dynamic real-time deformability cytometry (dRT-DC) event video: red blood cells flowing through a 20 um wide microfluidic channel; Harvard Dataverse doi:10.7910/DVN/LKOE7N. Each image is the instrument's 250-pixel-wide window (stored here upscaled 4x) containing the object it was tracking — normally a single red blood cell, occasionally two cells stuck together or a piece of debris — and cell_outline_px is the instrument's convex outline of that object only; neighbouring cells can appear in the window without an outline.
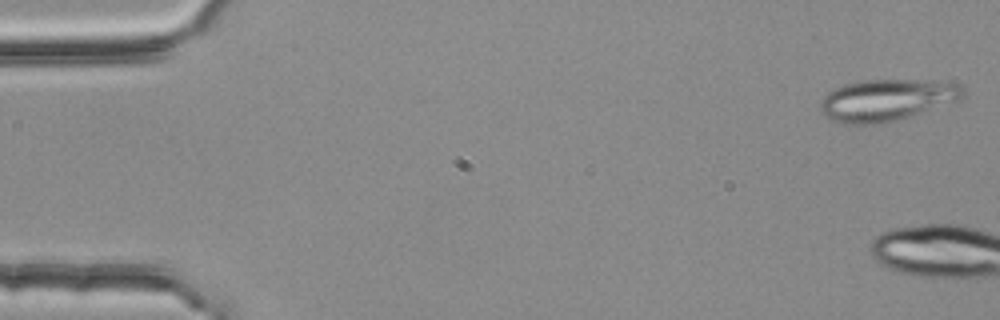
{"species": "common noctule bat (a hibernating species)", "species_latin": "Nyctalus noctula", "temperature_condition": "room temperature", "stored_images_in_passage": 5, "camera_frame_rate_fps": 3000, "um_per_image_px": 0.085, "animal": {"sex": "female", "body_mass_g": 25.1}, "frame": {"image": 1, "passage_image": 1, "time_ms": 0.0, "image_size_px": [1000, 320], "cell_outline_px": [[964, 96], [960, 100], [896, 120], [880, 124], [844, 124], [832, 120], [824, 116], [820, 112], [820, 100], [828, 92], [844, 84], [860, 80], [948, 80], [960, 84], [964, 88]], "centroid_in_image_um": [75.38, 8.49], "position_along_channel_um": 9.6, "area_um2": 35.08}}